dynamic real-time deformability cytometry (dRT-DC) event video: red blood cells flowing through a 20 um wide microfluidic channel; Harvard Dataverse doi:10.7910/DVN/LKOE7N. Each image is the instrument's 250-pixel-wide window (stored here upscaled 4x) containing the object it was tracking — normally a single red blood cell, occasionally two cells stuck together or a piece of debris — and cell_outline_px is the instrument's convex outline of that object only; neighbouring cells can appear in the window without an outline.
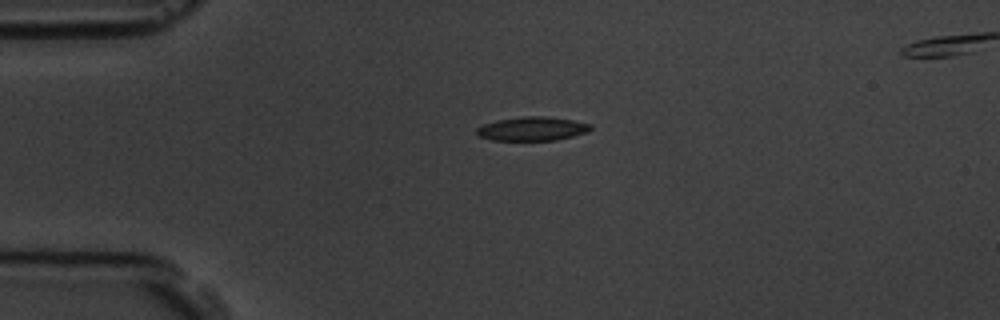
{"species": "common noctule bat (a hibernating species)", "species_latin": "Nyctalus noctula", "temperature_condition": "room temperature", "stored_images_in_passage": 3, "camera_frame_rate_fps": 3000, "um_per_image_px": 0.085, "animal": {"sex": "male", "body_mass_g": 19.5, "forearm_length_mm": 54.6}, "frame": {"image": 1, "passage_image": 1, "time_ms": 0.0, "image_size_px": [1000, 320], "cell_outline_px": [[592, 128], [588, 132], [556, 140], [492, 140], [476, 136], [476, 128], [484, 124], [496, 120], [524, 116], [544, 116], [572, 120], [592, 124]], "centroid_in_image_um": [45.22, 10.94], "position_along_channel_um": 39.8, "area_um2": 15.9}}
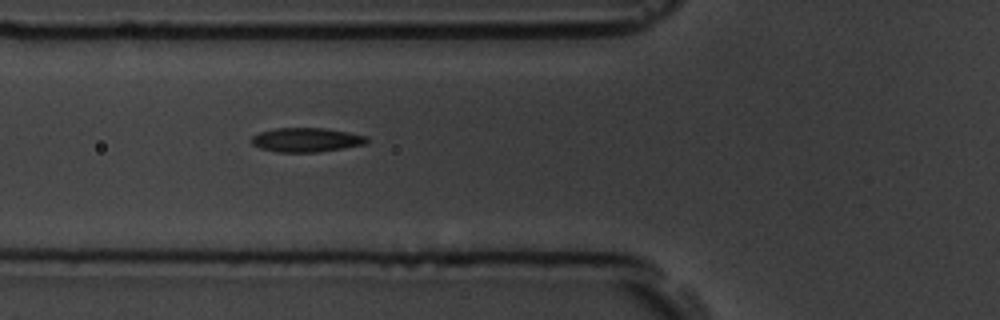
{"frame": {"image": 2, "passage_image": 3, "time_ms": 2.333, "image_size_px": [1000, 320], "cell_outline_px": [[368, 140], [364, 144], [344, 148], [316, 152], [276, 152], [260, 148], [252, 144], [248, 140], [252, 136], [260, 132], [276, 128], [324, 128], [348, 132], [368, 136]], "centroid_in_image_um": [26.0, 11.89], "position_along_channel_um": 99.8, "area_um2": 16.3}}